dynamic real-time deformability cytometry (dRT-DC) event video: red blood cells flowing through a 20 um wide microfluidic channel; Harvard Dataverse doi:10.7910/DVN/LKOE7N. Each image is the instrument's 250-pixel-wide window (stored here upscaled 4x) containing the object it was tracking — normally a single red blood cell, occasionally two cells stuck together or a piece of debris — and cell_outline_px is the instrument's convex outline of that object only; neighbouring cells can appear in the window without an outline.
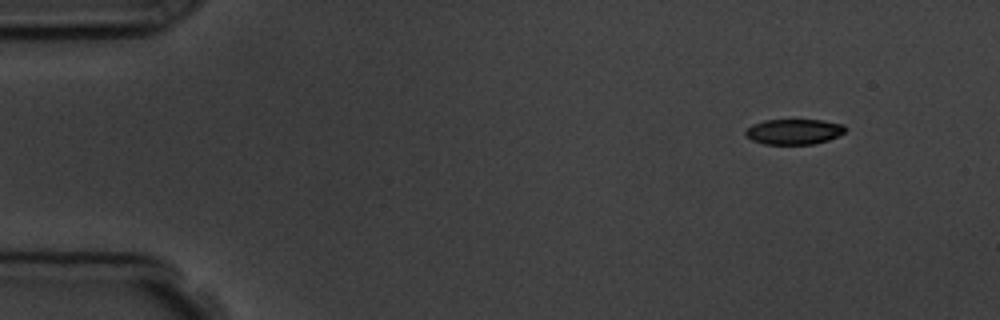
{"species": "common noctule bat (a hibernating species)", "species_latin": "Nyctalus noctula", "temperature_condition": "room temperature", "stored_images_in_passage": 4, "camera_frame_rate_fps": 3000, "um_per_image_px": 0.085, "animal": {"sex": "male", "body_mass_g": 19.5, "forearm_length_mm": 54.6}, "frame": {"image": 1, "passage_image": 1, "time_ms": 0.0, "image_size_px": [1000, 320], "cell_outline_px": [[848, 128], [844, 132], [828, 140], [812, 144], [764, 144], [752, 140], [744, 132], [752, 124], [764, 120], [824, 120], [844, 124]], "centroid_in_image_um": [67.51, 11.18], "position_along_channel_um": 17.5, "area_um2": 14.74}}
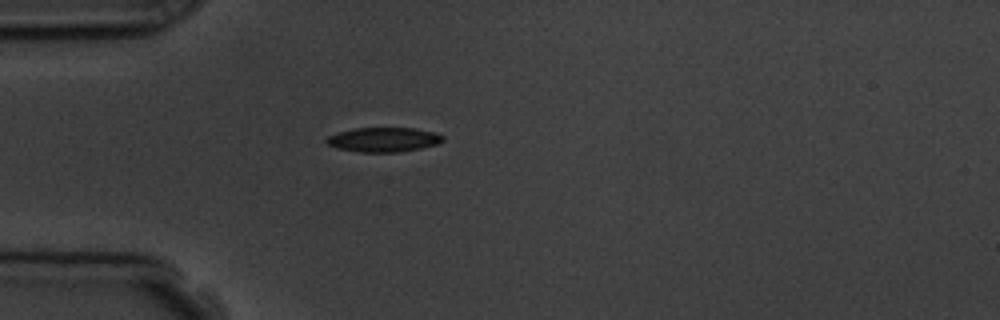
{"frame": {"image": 2, "passage_image": 4, "time_ms": 3.333, "image_size_px": [1000, 320], "cell_outline_px": [[444, 140], [436, 144], [420, 148], [400, 152], [360, 152], [336, 148], [328, 144], [324, 140], [328, 136], [336, 132], [356, 128], [412, 128], [436, 132], [444, 136]], "centroid_in_image_um": [32.58, 11.86], "position_along_channel_um": 52.4, "area_um2": 16.65}}